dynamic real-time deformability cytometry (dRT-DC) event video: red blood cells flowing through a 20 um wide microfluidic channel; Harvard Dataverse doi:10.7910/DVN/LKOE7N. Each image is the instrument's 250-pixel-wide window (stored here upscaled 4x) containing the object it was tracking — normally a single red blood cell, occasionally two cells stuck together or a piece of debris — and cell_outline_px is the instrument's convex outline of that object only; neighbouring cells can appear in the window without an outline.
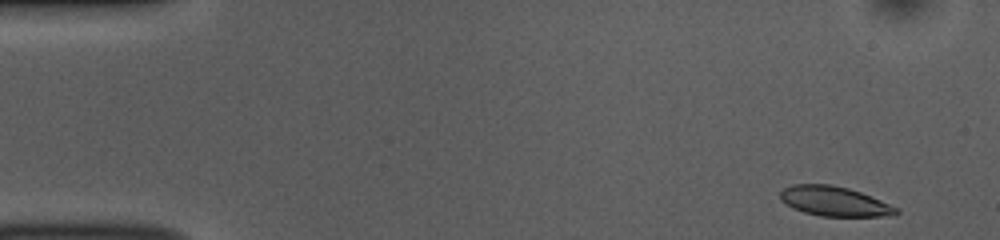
{"species": "common noctule bat (a hibernating species)", "species_latin": "Nyctalus noctula", "temperature_condition": "room temperature", "stored_images_in_passage": 49, "camera_frame_rate_fps": 3000, "um_per_image_px": 0.085, "animal": {"sex": "female", "body_mass_g": 10.0, "forearm_length_mm": 53.1}, "frame": {"image": 1, "passage_image": 1, "time_ms": 0.0, "image_size_px": [1000, 240], "cell_outline_px": [[900, 212], [896, 216], [820, 216], [804, 212], [792, 208], [780, 200], [780, 192], [784, 188], [792, 184], [832, 184], [848, 188], [860, 192], [900, 208]], "centroid_in_image_um": [70.94, 17.11], "position_along_channel_um": 14.1, "area_um2": 20.23}}
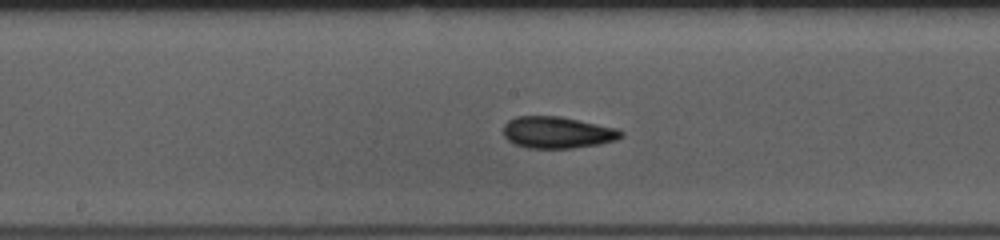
{"frame": {"image": 2, "passage_image": 24, "time_ms": 7.667, "image_size_px": [1000, 240], "cell_outline_px": [[624, 136], [616, 140], [600, 144], [572, 148], [528, 148], [512, 144], [504, 136], [504, 124], [508, 120], [516, 116], [560, 116], [616, 128], [624, 132]], "centroid_in_image_um": [47.37, 11.26], "position_along_channel_um": 200.8, "area_um2": 21.85}}
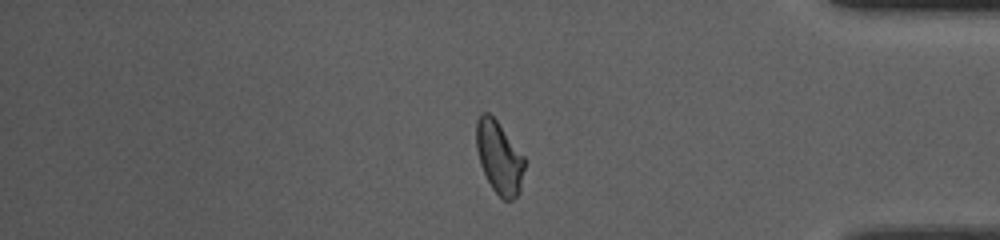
{"frame": {"image": 3, "passage_image": 41, "time_ms": 13.333, "image_size_px": [1000, 240], "cell_outline_px": [[524, 168], [520, 192], [512, 200], [504, 200], [492, 188], [480, 164], [476, 148], [476, 120], [480, 112], [488, 112], [496, 120], [524, 156]], "centroid_in_image_um": [42.41, 13.36], "position_along_channel_um": 392.8, "area_um2": 20.23}, "authors_computed_cell_mechanics": {"area_um2": 20.9236, "velocity_mm_per_s": 3.8386, "shape_relaxation_time_tau1_ms": 3.3321, "shape_relaxation_time_tau2_ms": 2.5436, "deformation_change_tau1": 0.1082, "deformation_change_tau2": 0.059}}